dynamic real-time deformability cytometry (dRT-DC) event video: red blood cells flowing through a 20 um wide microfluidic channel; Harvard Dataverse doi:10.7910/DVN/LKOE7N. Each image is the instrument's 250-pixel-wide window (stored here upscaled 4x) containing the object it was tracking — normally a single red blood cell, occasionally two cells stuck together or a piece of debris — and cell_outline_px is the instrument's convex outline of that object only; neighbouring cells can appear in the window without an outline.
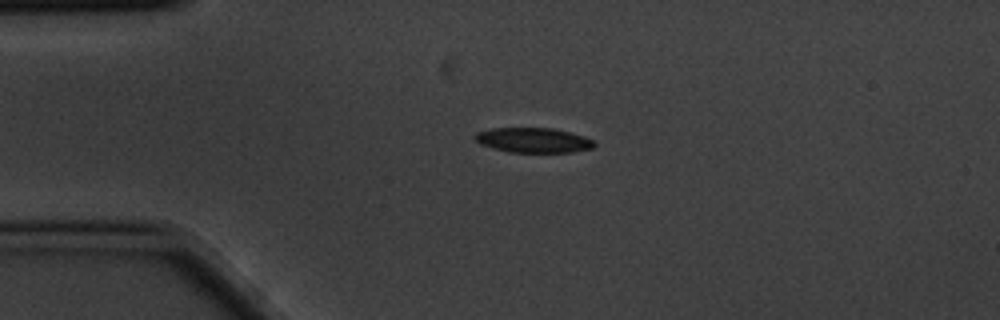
{"species": "common noctule bat (a hibernating species)", "species_latin": "Nyctalus noctula", "temperature_condition": "cold", "stored_images_in_passage": 3, "camera_frame_rate_fps": 3000, "um_per_image_px": 0.085, "animal": {"sex": "male", "body_mass_g": 20.1, "forearm_length_mm": 53.5}, "frame": {"image": 1, "passage_image": 2, "time_ms": 0.333, "image_size_px": [1000, 320], "cell_outline_px": [[596, 144], [592, 148], [572, 152], [508, 152], [492, 148], [480, 144], [472, 136], [476, 132], [492, 128], [556, 128], [572, 132], [584, 136], [592, 140]], "centroid_in_image_um": [45.32, 11.91], "position_along_channel_um": 39.7, "area_um2": 17.46}}